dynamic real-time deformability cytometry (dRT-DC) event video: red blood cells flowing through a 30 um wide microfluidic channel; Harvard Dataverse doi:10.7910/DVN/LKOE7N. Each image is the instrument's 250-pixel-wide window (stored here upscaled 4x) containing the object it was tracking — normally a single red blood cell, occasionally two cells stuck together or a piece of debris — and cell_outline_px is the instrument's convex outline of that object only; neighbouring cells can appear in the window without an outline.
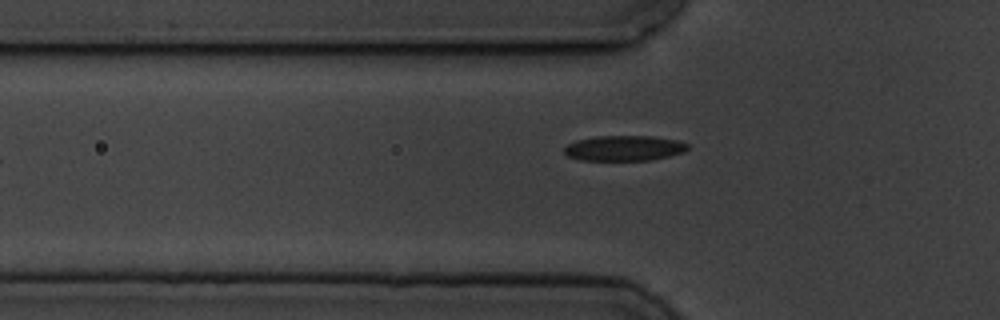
{"species": "common noctule bat (a hibernating species)", "species_latin": "Nyctalus noctula", "temperature_condition": "cold", "stored_images_in_passage": 7, "camera_frame_rate_fps": 3000, "um_per_image_px": 0.085, "animal": {"sex": "male", "body_mass_g": 19.5, "forearm_length_mm": 54.6}, "frame": {"image": 1, "passage_image": 7, "time_ms": 7.0, "image_size_px": [1000, 320], "cell_outline_px": [[688, 148], [684, 152], [652, 160], [580, 160], [568, 156], [564, 152], [564, 148], [568, 144], [576, 140], [596, 136], [652, 136], [680, 140], [688, 144]], "centroid_in_image_um": [53.07, 12.59], "position_along_channel_um": 72.7, "area_um2": 18.26}}